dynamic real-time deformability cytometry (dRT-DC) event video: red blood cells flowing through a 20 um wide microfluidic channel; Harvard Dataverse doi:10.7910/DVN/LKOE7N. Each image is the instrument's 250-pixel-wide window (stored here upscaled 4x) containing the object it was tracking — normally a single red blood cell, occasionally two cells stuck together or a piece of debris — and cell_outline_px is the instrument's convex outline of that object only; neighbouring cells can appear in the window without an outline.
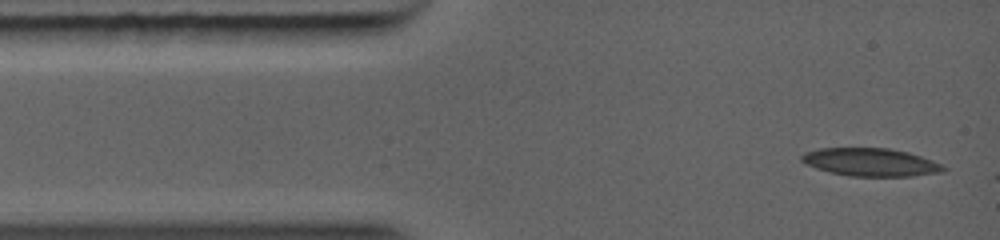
{"species": "common noctule bat (a hibernating species)", "species_latin": "Nyctalus noctula", "temperature_condition": "warm", "stored_images_in_passage": 12, "camera_frame_rate_fps": 5000, "um_per_image_px": 0.085, "animal": {"sex": "female", "body_mass_g": 19.0, "forearm_length_mm": 56.7}, "frame": {"image": 1, "passage_image": 1, "time_ms": 0.0, "image_size_px": [1000, 240], "cell_outline_px": [[948, 168], [944, 172], [912, 176], [848, 176], [828, 172], [816, 168], [800, 160], [800, 156], [804, 152], [820, 148], [888, 148], [908, 152], [932, 160]], "centroid_in_image_um": [74.0, 13.79], "position_along_channel_um": 11.0, "area_um2": 23.18}}
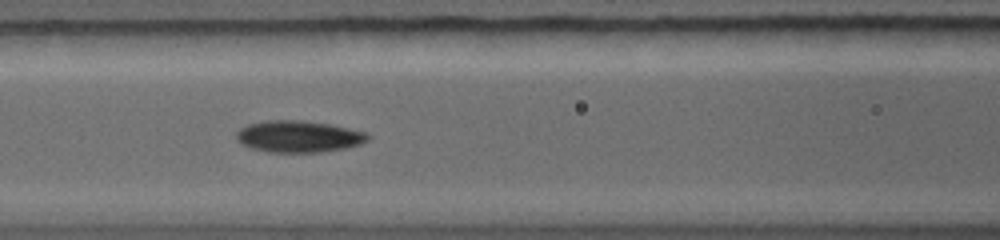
{"frame": {"image": 2, "passage_image": 10, "time_ms": 3.8, "image_size_px": [1000, 240], "cell_outline_px": [[372, 136], [368, 140], [360, 144], [344, 148], [320, 152], [268, 152], [252, 148], [240, 144], [236, 140], [236, 132], [240, 128], [248, 124], [264, 120], [304, 120], [332, 124], [368, 132]], "centroid_in_image_um": [25.39, 11.59], "position_along_channel_um": 141.2, "area_um2": 24.62}}
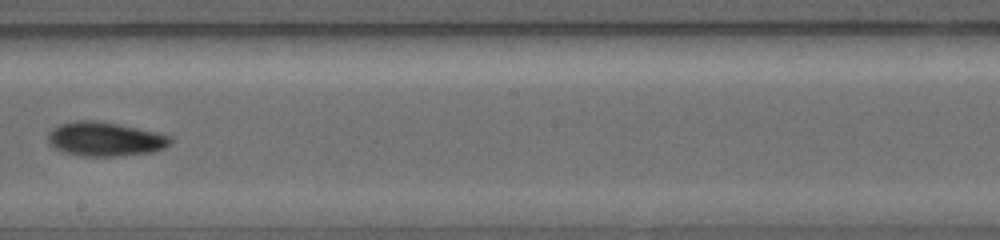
{"frame": {"image": 3, "passage_image": 12, "time_ms": 5.8, "image_size_px": [1000, 240], "cell_outline_px": [[172, 140], [164, 148], [152, 152], [116, 156], [80, 156], [60, 152], [48, 144], [48, 132], [52, 128], [60, 124], [76, 120], [92, 120], [120, 124], [156, 132], [168, 136]], "centroid_in_image_um": [8.86, 11.82], "position_along_channel_um": 239.3, "area_um2": 24.45}}